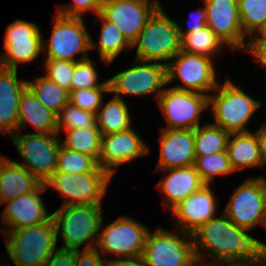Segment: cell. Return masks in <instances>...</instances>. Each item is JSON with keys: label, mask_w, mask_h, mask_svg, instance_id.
Masks as SVG:
<instances>
[{"label": "cell", "mask_w": 266, "mask_h": 266, "mask_svg": "<svg viewBox=\"0 0 266 266\" xmlns=\"http://www.w3.org/2000/svg\"><path fill=\"white\" fill-rule=\"evenodd\" d=\"M66 5H59L56 13L67 17H82L88 11L96 16L101 12L102 0H72Z\"/></svg>", "instance_id": "40"}, {"label": "cell", "mask_w": 266, "mask_h": 266, "mask_svg": "<svg viewBox=\"0 0 266 266\" xmlns=\"http://www.w3.org/2000/svg\"><path fill=\"white\" fill-rule=\"evenodd\" d=\"M148 151V145L131 127L126 131L101 136L97 163L113 177L118 166L131 162Z\"/></svg>", "instance_id": "18"}, {"label": "cell", "mask_w": 266, "mask_h": 266, "mask_svg": "<svg viewBox=\"0 0 266 266\" xmlns=\"http://www.w3.org/2000/svg\"><path fill=\"white\" fill-rule=\"evenodd\" d=\"M227 154L234 171L249 167H261L259 144L255 132L230 134Z\"/></svg>", "instance_id": "26"}, {"label": "cell", "mask_w": 266, "mask_h": 266, "mask_svg": "<svg viewBox=\"0 0 266 266\" xmlns=\"http://www.w3.org/2000/svg\"><path fill=\"white\" fill-rule=\"evenodd\" d=\"M97 167L98 163L92 156L67 149L61 144L55 172L81 174L93 172Z\"/></svg>", "instance_id": "35"}, {"label": "cell", "mask_w": 266, "mask_h": 266, "mask_svg": "<svg viewBox=\"0 0 266 266\" xmlns=\"http://www.w3.org/2000/svg\"><path fill=\"white\" fill-rule=\"evenodd\" d=\"M145 1H148V2H161L160 0H145Z\"/></svg>", "instance_id": "49"}, {"label": "cell", "mask_w": 266, "mask_h": 266, "mask_svg": "<svg viewBox=\"0 0 266 266\" xmlns=\"http://www.w3.org/2000/svg\"><path fill=\"white\" fill-rule=\"evenodd\" d=\"M18 69L0 67V134L11 137L17 132L19 101L27 81L17 77Z\"/></svg>", "instance_id": "22"}, {"label": "cell", "mask_w": 266, "mask_h": 266, "mask_svg": "<svg viewBox=\"0 0 266 266\" xmlns=\"http://www.w3.org/2000/svg\"><path fill=\"white\" fill-rule=\"evenodd\" d=\"M35 23L17 19L6 28L4 53L0 52V67L17 70L18 64L30 63L43 52L42 36Z\"/></svg>", "instance_id": "15"}, {"label": "cell", "mask_w": 266, "mask_h": 266, "mask_svg": "<svg viewBox=\"0 0 266 266\" xmlns=\"http://www.w3.org/2000/svg\"><path fill=\"white\" fill-rule=\"evenodd\" d=\"M161 2L145 0H102L100 14L122 32L132 45Z\"/></svg>", "instance_id": "16"}, {"label": "cell", "mask_w": 266, "mask_h": 266, "mask_svg": "<svg viewBox=\"0 0 266 266\" xmlns=\"http://www.w3.org/2000/svg\"><path fill=\"white\" fill-rule=\"evenodd\" d=\"M158 171L169 173L165 179L158 182L157 187L162 195L164 194L162 197L166 202L163 204L166 208H170V211L189 195L206 185L194 165Z\"/></svg>", "instance_id": "23"}, {"label": "cell", "mask_w": 266, "mask_h": 266, "mask_svg": "<svg viewBox=\"0 0 266 266\" xmlns=\"http://www.w3.org/2000/svg\"><path fill=\"white\" fill-rule=\"evenodd\" d=\"M247 53L253 55L255 61L266 68V46H249Z\"/></svg>", "instance_id": "47"}, {"label": "cell", "mask_w": 266, "mask_h": 266, "mask_svg": "<svg viewBox=\"0 0 266 266\" xmlns=\"http://www.w3.org/2000/svg\"><path fill=\"white\" fill-rule=\"evenodd\" d=\"M61 144L70 150L92 156L97 162L100 155L101 133L97 127L67 130Z\"/></svg>", "instance_id": "32"}, {"label": "cell", "mask_w": 266, "mask_h": 266, "mask_svg": "<svg viewBox=\"0 0 266 266\" xmlns=\"http://www.w3.org/2000/svg\"><path fill=\"white\" fill-rule=\"evenodd\" d=\"M250 41V46H266V24L261 29V31Z\"/></svg>", "instance_id": "48"}, {"label": "cell", "mask_w": 266, "mask_h": 266, "mask_svg": "<svg viewBox=\"0 0 266 266\" xmlns=\"http://www.w3.org/2000/svg\"><path fill=\"white\" fill-rule=\"evenodd\" d=\"M166 127L162 129H193L200 123V116L209 109V95L199 92L165 88L157 99Z\"/></svg>", "instance_id": "13"}, {"label": "cell", "mask_w": 266, "mask_h": 266, "mask_svg": "<svg viewBox=\"0 0 266 266\" xmlns=\"http://www.w3.org/2000/svg\"><path fill=\"white\" fill-rule=\"evenodd\" d=\"M57 127L58 134L62 130L97 127L96 114L67 103L57 114Z\"/></svg>", "instance_id": "36"}, {"label": "cell", "mask_w": 266, "mask_h": 266, "mask_svg": "<svg viewBox=\"0 0 266 266\" xmlns=\"http://www.w3.org/2000/svg\"><path fill=\"white\" fill-rule=\"evenodd\" d=\"M206 6L207 26L231 50L248 52L250 42L242 30L238 0H203Z\"/></svg>", "instance_id": "17"}, {"label": "cell", "mask_w": 266, "mask_h": 266, "mask_svg": "<svg viewBox=\"0 0 266 266\" xmlns=\"http://www.w3.org/2000/svg\"><path fill=\"white\" fill-rule=\"evenodd\" d=\"M216 200L210 185L207 184L189 195L171 210L176 229L192 234L203 223L216 217Z\"/></svg>", "instance_id": "20"}, {"label": "cell", "mask_w": 266, "mask_h": 266, "mask_svg": "<svg viewBox=\"0 0 266 266\" xmlns=\"http://www.w3.org/2000/svg\"><path fill=\"white\" fill-rule=\"evenodd\" d=\"M179 231L172 233L161 226L154 233L149 231L142 254L146 266H198L192 234Z\"/></svg>", "instance_id": "7"}, {"label": "cell", "mask_w": 266, "mask_h": 266, "mask_svg": "<svg viewBox=\"0 0 266 266\" xmlns=\"http://www.w3.org/2000/svg\"><path fill=\"white\" fill-rule=\"evenodd\" d=\"M148 233L143 223L121 215L101 231L96 246L115 258L142 256Z\"/></svg>", "instance_id": "14"}, {"label": "cell", "mask_w": 266, "mask_h": 266, "mask_svg": "<svg viewBox=\"0 0 266 266\" xmlns=\"http://www.w3.org/2000/svg\"><path fill=\"white\" fill-rule=\"evenodd\" d=\"M43 61L46 67L45 77L70 92L75 62L57 59H44Z\"/></svg>", "instance_id": "39"}, {"label": "cell", "mask_w": 266, "mask_h": 266, "mask_svg": "<svg viewBox=\"0 0 266 266\" xmlns=\"http://www.w3.org/2000/svg\"><path fill=\"white\" fill-rule=\"evenodd\" d=\"M106 257H100L97 247L86 249L82 252L76 250L75 266H105Z\"/></svg>", "instance_id": "41"}, {"label": "cell", "mask_w": 266, "mask_h": 266, "mask_svg": "<svg viewBox=\"0 0 266 266\" xmlns=\"http://www.w3.org/2000/svg\"><path fill=\"white\" fill-rule=\"evenodd\" d=\"M96 17L98 19L92 23L94 25L101 22V32L98 43L91 37V50L98 48L100 60L110 65L121 52L129 50L132 46L114 23L106 20L100 13Z\"/></svg>", "instance_id": "27"}, {"label": "cell", "mask_w": 266, "mask_h": 266, "mask_svg": "<svg viewBox=\"0 0 266 266\" xmlns=\"http://www.w3.org/2000/svg\"><path fill=\"white\" fill-rule=\"evenodd\" d=\"M203 8H199L197 10H194L191 14H190V18L188 19V28L183 29L182 25L178 24L179 27V33L181 38L190 32H195V31H199L201 30V28H203L204 26H206V22H207V16H206V6L203 3ZM192 21V22H191Z\"/></svg>", "instance_id": "43"}, {"label": "cell", "mask_w": 266, "mask_h": 266, "mask_svg": "<svg viewBox=\"0 0 266 266\" xmlns=\"http://www.w3.org/2000/svg\"><path fill=\"white\" fill-rule=\"evenodd\" d=\"M27 87L46 108L56 114L69 103V91L48 80L45 76L36 77L34 81H27Z\"/></svg>", "instance_id": "31"}, {"label": "cell", "mask_w": 266, "mask_h": 266, "mask_svg": "<svg viewBox=\"0 0 266 266\" xmlns=\"http://www.w3.org/2000/svg\"><path fill=\"white\" fill-rule=\"evenodd\" d=\"M265 266L266 252L260 251L256 256L248 260L229 261L220 264L219 266Z\"/></svg>", "instance_id": "45"}, {"label": "cell", "mask_w": 266, "mask_h": 266, "mask_svg": "<svg viewBox=\"0 0 266 266\" xmlns=\"http://www.w3.org/2000/svg\"><path fill=\"white\" fill-rule=\"evenodd\" d=\"M47 188L41 183L35 190L15 197L13 200L4 203L6 206L1 213V220L7 226L3 231L21 229L48 221L52 214H48L47 208L41 194ZM6 229V230H5Z\"/></svg>", "instance_id": "19"}, {"label": "cell", "mask_w": 266, "mask_h": 266, "mask_svg": "<svg viewBox=\"0 0 266 266\" xmlns=\"http://www.w3.org/2000/svg\"><path fill=\"white\" fill-rule=\"evenodd\" d=\"M58 135V133L16 132L10 137L17 148V153L25 161L19 164L26 167L42 183L57 169L58 152L61 146Z\"/></svg>", "instance_id": "10"}, {"label": "cell", "mask_w": 266, "mask_h": 266, "mask_svg": "<svg viewBox=\"0 0 266 266\" xmlns=\"http://www.w3.org/2000/svg\"><path fill=\"white\" fill-rule=\"evenodd\" d=\"M105 266H146L142 256L106 259Z\"/></svg>", "instance_id": "44"}, {"label": "cell", "mask_w": 266, "mask_h": 266, "mask_svg": "<svg viewBox=\"0 0 266 266\" xmlns=\"http://www.w3.org/2000/svg\"><path fill=\"white\" fill-rule=\"evenodd\" d=\"M51 37L43 38V59H57L77 62L89 57L91 35L82 17H67L55 13ZM47 51V52H46ZM80 53V58L75 56Z\"/></svg>", "instance_id": "6"}, {"label": "cell", "mask_w": 266, "mask_h": 266, "mask_svg": "<svg viewBox=\"0 0 266 266\" xmlns=\"http://www.w3.org/2000/svg\"><path fill=\"white\" fill-rule=\"evenodd\" d=\"M255 133L259 144L261 167L263 168L266 166V123H263Z\"/></svg>", "instance_id": "46"}, {"label": "cell", "mask_w": 266, "mask_h": 266, "mask_svg": "<svg viewBox=\"0 0 266 266\" xmlns=\"http://www.w3.org/2000/svg\"><path fill=\"white\" fill-rule=\"evenodd\" d=\"M28 124L37 133H57V114L46 108L27 87L19 101L17 132L22 131Z\"/></svg>", "instance_id": "25"}, {"label": "cell", "mask_w": 266, "mask_h": 266, "mask_svg": "<svg viewBox=\"0 0 266 266\" xmlns=\"http://www.w3.org/2000/svg\"><path fill=\"white\" fill-rule=\"evenodd\" d=\"M160 134L156 170L194 165L196 156L193 129H161Z\"/></svg>", "instance_id": "21"}, {"label": "cell", "mask_w": 266, "mask_h": 266, "mask_svg": "<svg viewBox=\"0 0 266 266\" xmlns=\"http://www.w3.org/2000/svg\"><path fill=\"white\" fill-rule=\"evenodd\" d=\"M101 206V204L62 205L51 213L56 228V239L61 233L64 243L59 248L80 250L84 243L83 250L96 248L103 224Z\"/></svg>", "instance_id": "2"}, {"label": "cell", "mask_w": 266, "mask_h": 266, "mask_svg": "<svg viewBox=\"0 0 266 266\" xmlns=\"http://www.w3.org/2000/svg\"><path fill=\"white\" fill-rule=\"evenodd\" d=\"M112 176L100 166L93 172L70 174L54 172L45 182L66 197L62 205L102 204ZM68 198V199H67Z\"/></svg>", "instance_id": "8"}, {"label": "cell", "mask_w": 266, "mask_h": 266, "mask_svg": "<svg viewBox=\"0 0 266 266\" xmlns=\"http://www.w3.org/2000/svg\"><path fill=\"white\" fill-rule=\"evenodd\" d=\"M210 106L214 115V122L211 123L232 134L249 132L247 123L262 105L261 101L227 79L218 85L213 94H209Z\"/></svg>", "instance_id": "4"}, {"label": "cell", "mask_w": 266, "mask_h": 266, "mask_svg": "<svg viewBox=\"0 0 266 266\" xmlns=\"http://www.w3.org/2000/svg\"><path fill=\"white\" fill-rule=\"evenodd\" d=\"M7 254L15 266H43L57 244L53 218L33 226L3 232ZM8 237V238H7Z\"/></svg>", "instance_id": "3"}, {"label": "cell", "mask_w": 266, "mask_h": 266, "mask_svg": "<svg viewBox=\"0 0 266 266\" xmlns=\"http://www.w3.org/2000/svg\"><path fill=\"white\" fill-rule=\"evenodd\" d=\"M133 62V66L108 79L109 92L118 98H123L121 95L143 97L156 93L157 101L167 85L166 65L138 59Z\"/></svg>", "instance_id": "9"}, {"label": "cell", "mask_w": 266, "mask_h": 266, "mask_svg": "<svg viewBox=\"0 0 266 266\" xmlns=\"http://www.w3.org/2000/svg\"><path fill=\"white\" fill-rule=\"evenodd\" d=\"M212 59L179 51L166 64L167 85L179 79L182 84L172 88L209 95L219 85Z\"/></svg>", "instance_id": "12"}, {"label": "cell", "mask_w": 266, "mask_h": 266, "mask_svg": "<svg viewBox=\"0 0 266 266\" xmlns=\"http://www.w3.org/2000/svg\"><path fill=\"white\" fill-rule=\"evenodd\" d=\"M160 7L132 43L135 59L167 64L181 51L178 23ZM163 61V62H162Z\"/></svg>", "instance_id": "5"}, {"label": "cell", "mask_w": 266, "mask_h": 266, "mask_svg": "<svg viewBox=\"0 0 266 266\" xmlns=\"http://www.w3.org/2000/svg\"><path fill=\"white\" fill-rule=\"evenodd\" d=\"M90 57L75 62L71 77V91L79 89L109 88L108 79L98 82L99 74Z\"/></svg>", "instance_id": "37"}, {"label": "cell", "mask_w": 266, "mask_h": 266, "mask_svg": "<svg viewBox=\"0 0 266 266\" xmlns=\"http://www.w3.org/2000/svg\"><path fill=\"white\" fill-rule=\"evenodd\" d=\"M104 93L109 94V88L72 90L69 92V103L97 114L104 100Z\"/></svg>", "instance_id": "38"}, {"label": "cell", "mask_w": 266, "mask_h": 266, "mask_svg": "<svg viewBox=\"0 0 266 266\" xmlns=\"http://www.w3.org/2000/svg\"><path fill=\"white\" fill-rule=\"evenodd\" d=\"M248 231L235 225L224 213L203 223L192 233L198 264L219 266L224 262L251 259L260 251L266 252V244ZM207 256L210 260L204 263Z\"/></svg>", "instance_id": "1"}, {"label": "cell", "mask_w": 266, "mask_h": 266, "mask_svg": "<svg viewBox=\"0 0 266 266\" xmlns=\"http://www.w3.org/2000/svg\"><path fill=\"white\" fill-rule=\"evenodd\" d=\"M225 44L206 25L201 30L185 34L181 38V50L190 54L215 58Z\"/></svg>", "instance_id": "30"}, {"label": "cell", "mask_w": 266, "mask_h": 266, "mask_svg": "<svg viewBox=\"0 0 266 266\" xmlns=\"http://www.w3.org/2000/svg\"><path fill=\"white\" fill-rule=\"evenodd\" d=\"M41 183L19 162L0 155V205L35 190Z\"/></svg>", "instance_id": "24"}, {"label": "cell", "mask_w": 266, "mask_h": 266, "mask_svg": "<svg viewBox=\"0 0 266 266\" xmlns=\"http://www.w3.org/2000/svg\"><path fill=\"white\" fill-rule=\"evenodd\" d=\"M76 250L57 248L43 266H75Z\"/></svg>", "instance_id": "42"}, {"label": "cell", "mask_w": 266, "mask_h": 266, "mask_svg": "<svg viewBox=\"0 0 266 266\" xmlns=\"http://www.w3.org/2000/svg\"><path fill=\"white\" fill-rule=\"evenodd\" d=\"M235 225L251 230L266 225V178H247L236 187L223 212Z\"/></svg>", "instance_id": "11"}, {"label": "cell", "mask_w": 266, "mask_h": 266, "mask_svg": "<svg viewBox=\"0 0 266 266\" xmlns=\"http://www.w3.org/2000/svg\"><path fill=\"white\" fill-rule=\"evenodd\" d=\"M230 133L212 123L198 126L194 130L195 156L227 152Z\"/></svg>", "instance_id": "29"}, {"label": "cell", "mask_w": 266, "mask_h": 266, "mask_svg": "<svg viewBox=\"0 0 266 266\" xmlns=\"http://www.w3.org/2000/svg\"><path fill=\"white\" fill-rule=\"evenodd\" d=\"M131 119L126 102L115 96L106 104L103 101L96 114L97 128L101 136L128 130L132 127Z\"/></svg>", "instance_id": "28"}, {"label": "cell", "mask_w": 266, "mask_h": 266, "mask_svg": "<svg viewBox=\"0 0 266 266\" xmlns=\"http://www.w3.org/2000/svg\"><path fill=\"white\" fill-rule=\"evenodd\" d=\"M194 166L203 182L210 185L216 176L235 172L230 165L227 152L196 156Z\"/></svg>", "instance_id": "34"}, {"label": "cell", "mask_w": 266, "mask_h": 266, "mask_svg": "<svg viewBox=\"0 0 266 266\" xmlns=\"http://www.w3.org/2000/svg\"><path fill=\"white\" fill-rule=\"evenodd\" d=\"M238 11L242 30L252 40L266 24V0H238Z\"/></svg>", "instance_id": "33"}]
</instances>
